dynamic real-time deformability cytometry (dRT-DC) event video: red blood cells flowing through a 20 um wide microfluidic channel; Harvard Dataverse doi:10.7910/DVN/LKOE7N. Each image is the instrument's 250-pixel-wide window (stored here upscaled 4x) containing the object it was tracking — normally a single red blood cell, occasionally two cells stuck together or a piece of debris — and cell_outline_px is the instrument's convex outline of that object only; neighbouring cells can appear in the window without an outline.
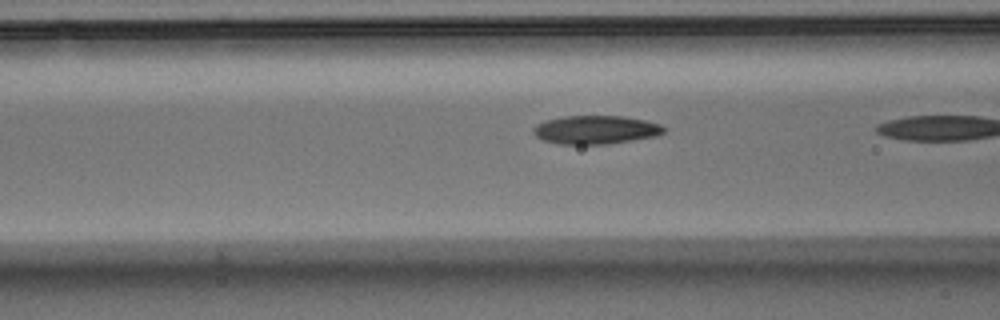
{"species": "Egyptian fruit bat (a non-hibernating species)", "species_latin": "Rousettus aegyptiacus", "temperature_condition": "warm", "stored_images_in_passage": 19, "segment_of_instrument_passage": [2, 2], "camera_frame_rate_fps": 3000, "um_per_image_px": 0.085, "animal": {"sex": "male"}, "frame": {"image": 1, "passage_image": 18, "time_ms": 5.667, "image_size_px": [1000, 320], "cell_outline_px": [[664, 132], [656, 136], [608, 144], [556, 144], [544, 140], [536, 136], [532, 132], [532, 128], [536, 124], [544, 120], [564, 116], [624, 116], [644, 120], [660, 124], [664, 128]], "centroid_in_image_um": [50.59, 11.03], "position_along_channel_um": 116.0, "area_um2": 21.73}}